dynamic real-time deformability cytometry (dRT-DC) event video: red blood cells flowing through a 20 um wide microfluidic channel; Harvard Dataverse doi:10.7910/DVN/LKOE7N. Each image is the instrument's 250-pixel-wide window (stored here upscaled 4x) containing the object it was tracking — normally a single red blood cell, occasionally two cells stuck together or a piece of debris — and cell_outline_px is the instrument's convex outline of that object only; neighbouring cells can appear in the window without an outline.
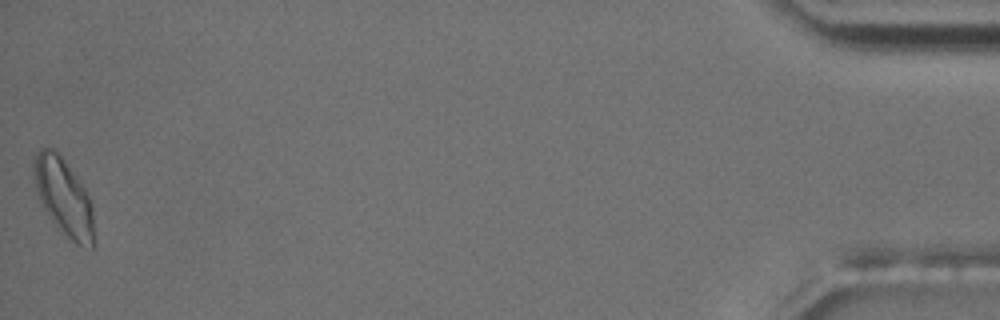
{"species": "common noctule bat (a hibernating species)", "species_latin": "Nyctalus noctula", "temperature_condition": "room temperature", "stored_images_in_passage": 55, "camera_frame_rate_fps": 3000, "um_per_image_px": 0.085, "animal": {"sex": "male", "body_mass_g": 17.5, "forearm_length_mm": 52.3}, "frame": {"image": 1, "passage_image": 55, "time_ms": 18.0, "image_size_px": [1000, 320], "cell_outline_px": [[92, 248], [76, 244], [60, 232], [44, 208], [40, 200], [36, 188], [32, 168], [32, 160], [36, 152], [40, 148], [52, 148], [60, 156], [88, 192], [92, 208]], "centroid_in_image_um": [5.38, 16.72], "position_along_channel_um": 429.8, "area_um2": 26.59}, "authors_computed_cell_mechanics": {"area_um2": 20.1144, "velocity_mm_per_s": 3.7088, "shape_relaxation_time_tau1_ms": 9.6069, "shape_relaxation_time_tau2_ms": 4.0686, "deformation_change_tau1": 0.1911, "deformation_change_tau2": 0.1091}}